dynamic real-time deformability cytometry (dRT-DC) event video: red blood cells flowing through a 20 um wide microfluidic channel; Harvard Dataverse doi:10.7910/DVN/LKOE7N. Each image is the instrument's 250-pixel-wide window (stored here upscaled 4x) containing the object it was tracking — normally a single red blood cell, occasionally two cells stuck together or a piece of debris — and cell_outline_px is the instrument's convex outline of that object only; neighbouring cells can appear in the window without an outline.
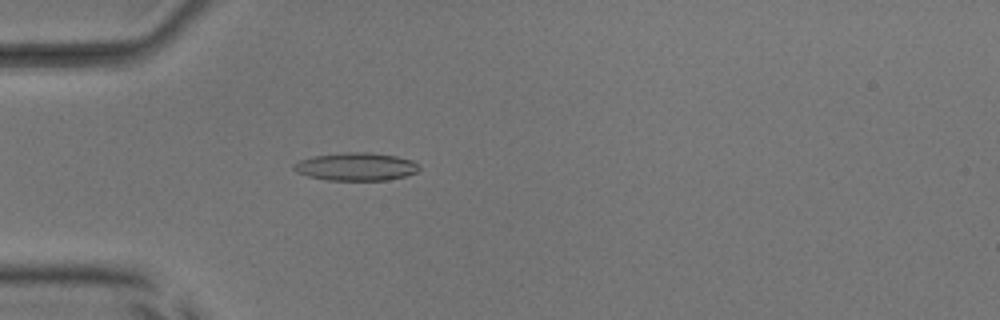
{"species": "common noctule bat (a hibernating species)", "species_latin": "Nyctalus noctula", "temperature_condition": "room temperature", "stored_images_in_passage": 49, "camera_frame_rate_fps": 3000, "um_per_image_px": 0.085, "animal": {"sex": "male", "body_mass_g": 17.9, "forearm_length_mm": 54.2}, "frame": {"image": 1, "passage_image": 13, "time_ms": 4.0, "image_size_px": [1000, 320], "cell_outline_px": [[420, 168], [416, 172], [404, 176], [388, 180], [328, 180], [308, 176], [296, 172], [292, 168], [292, 164], [300, 160], [316, 156], [344, 152], [372, 152], [396, 156], [412, 160], [420, 164]], "centroid_in_image_um": [30.27, 14.16], "position_along_channel_um": 54.7, "area_um2": 20.46}}
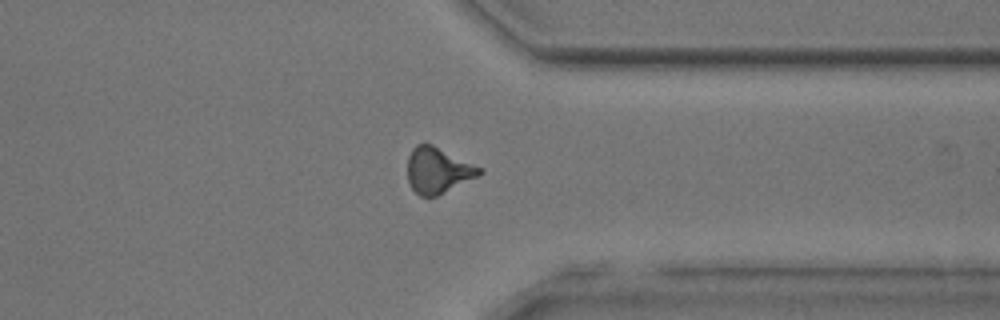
{"frame": {"image": 2, "passage_image": 38, "time_ms": 12.333, "image_size_px": [1000, 320], "cell_outline_px": [[484, 172], [436, 196], [420, 196], [412, 188], [408, 180], [408, 156], [412, 148], [416, 144], [432, 144], [484, 168]], "centroid_in_image_um": [37.22, 14.45], "position_along_channel_um": 374.2, "area_um2": 19.02}}
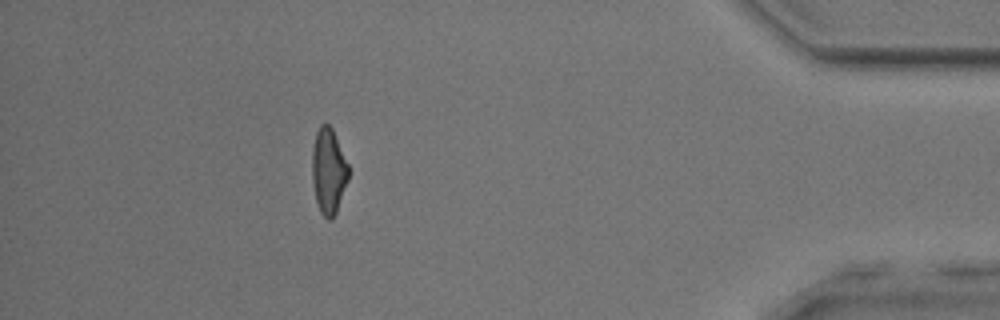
{"frame": {"image": 3, "passage_image": 44, "time_ms": 14.333, "image_size_px": [1000, 320], "cell_outline_px": [[348, 180], [336, 212], [332, 220], [328, 220], [320, 212], [316, 200], [312, 180], [312, 148], [316, 132], [320, 124], [328, 124], [332, 128], [348, 164]], "centroid_in_image_um": [27.91, 14.54], "position_along_channel_um": 407.3, "area_um2": 18.09}, "authors_computed_cell_mechanics": {"area_um2": 19.0162, "velocity_mm_per_s": 3.9731, "shape_relaxation_time_tau1_ms": 4.2203, "shape_relaxation_time_tau2_ms": 2.3052, "deformation_change_tau1": 0.1706, "deformation_change_tau2": 0.1157}}